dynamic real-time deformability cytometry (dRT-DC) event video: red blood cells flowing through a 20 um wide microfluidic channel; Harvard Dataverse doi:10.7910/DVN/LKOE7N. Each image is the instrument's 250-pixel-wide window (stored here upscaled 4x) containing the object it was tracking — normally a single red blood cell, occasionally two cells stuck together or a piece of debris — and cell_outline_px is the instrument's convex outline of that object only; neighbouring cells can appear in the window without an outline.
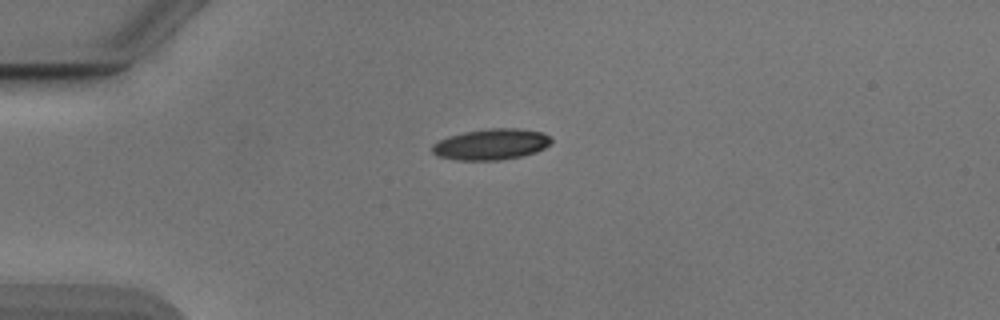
{"species": "Egyptian fruit bat (a non-hibernating species)", "species_latin": "Rousettus aegyptiacus", "temperature_condition": "cold", "stored_images_in_passage": 30, "camera_frame_rate_fps": 3000, "um_per_image_px": 0.085, "animal": {"sex": "male"}, "frame": {"image": 1, "passage_image": 1, "time_ms": 0.0, "image_size_px": [1000, 320], "cell_outline_px": [[552, 140], [544, 148], [536, 152], [520, 156], [500, 160], [456, 160], [440, 156], [432, 152], [432, 144], [448, 136], [464, 132], [488, 128], [520, 128], [544, 132]], "centroid_in_image_um": [41.75, 12.25], "position_along_channel_um": 43.2, "area_um2": 21.44}}
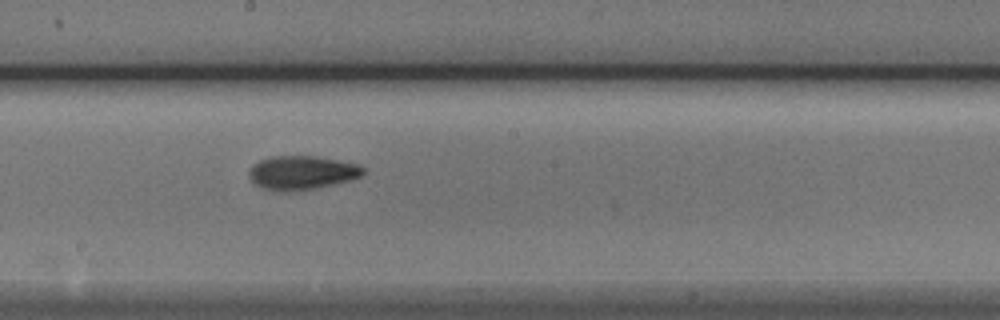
{"frame": {"image": 2, "passage_image": 17, "time_ms": 5.333, "image_size_px": [1000, 320], "cell_outline_px": [[364, 172], [360, 176], [352, 180], [312, 188], [288, 192], [264, 188], [256, 184], [248, 176], [248, 172], [252, 164], [260, 160], [272, 156], [316, 156], [360, 164], [364, 168]], "centroid_in_image_um": [25.66, 14.66], "position_along_channel_um": 222.5, "area_um2": 22.37}}
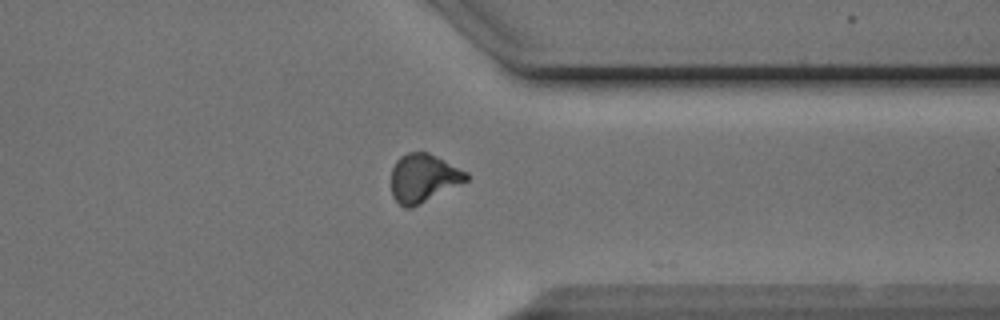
{"frame": {"image": 3, "passage_image": 29, "time_ms": 9.333, "image_size_px": [1000, 320], "cell_outline_px": [[468, 180], [412, 208], [404, 208], [392, 196], [392, 168], [396, 160], [400, 156], [408, 152], [428, 152], [468, 172]], "centroid_in_image_um": [35.98, 15.13], "position_along_channel_um": 375.4, "area_um2": 21.04}}